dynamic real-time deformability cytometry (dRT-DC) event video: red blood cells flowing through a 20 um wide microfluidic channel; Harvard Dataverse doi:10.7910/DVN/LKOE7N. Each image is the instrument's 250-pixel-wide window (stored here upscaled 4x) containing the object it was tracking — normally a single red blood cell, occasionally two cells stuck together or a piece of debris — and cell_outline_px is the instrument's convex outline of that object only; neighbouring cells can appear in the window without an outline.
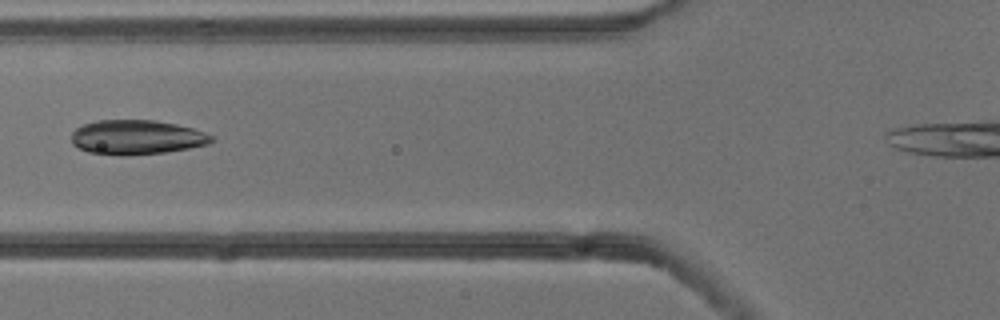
{"species": "common noctule bat (a hibernating species)", "species_latin": "Nyctalus noctula", "temperature_condition": "cold", "stored_images_in_passage": 3, "camera_frame_rate_fps": 3000, "um_per_image_px": 0.085, "animal": {"sex": "male", "body_mass_g": 13.3}, "frame": {"image": 1, "passage_image": 2, "time_ms": 0.333, "image_size_px": [1000, 320], "cell_outline_px": [[216, 140], [208, 144], [188, 148], [164, 152], [124, 156], [120, 156], [88, 152], [72, 144], [72, 132], [76, 128], [84, 124], [96, 120], [156, 120], [176, 124], [192, 128], [204, 132], [212, 136]], "centroid_in_image_um": [11.61, 11.67], "position_along_channel_um": 114.2, "area_um2": 28.21}}
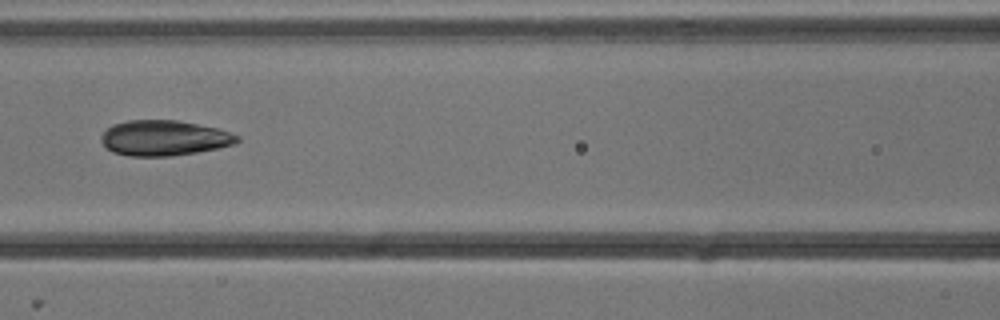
{"frame": {"image": 2, "passage_image": 3, "time_ms": 0.667, "image_size_px": [1000, 320], "cell_outline_px": [[240, 140], [236, 144], [196, 152], [172, 156], [128, 156], [112, 152], [100, 140], [100, 136], [112, 124], [128, 120], [176, 120], [220, 128], [240, 136]], "centroid_in_image_um": [13.96, 11.72], "position_along_channel_um": 152.6, "area_um2": 28.15}}